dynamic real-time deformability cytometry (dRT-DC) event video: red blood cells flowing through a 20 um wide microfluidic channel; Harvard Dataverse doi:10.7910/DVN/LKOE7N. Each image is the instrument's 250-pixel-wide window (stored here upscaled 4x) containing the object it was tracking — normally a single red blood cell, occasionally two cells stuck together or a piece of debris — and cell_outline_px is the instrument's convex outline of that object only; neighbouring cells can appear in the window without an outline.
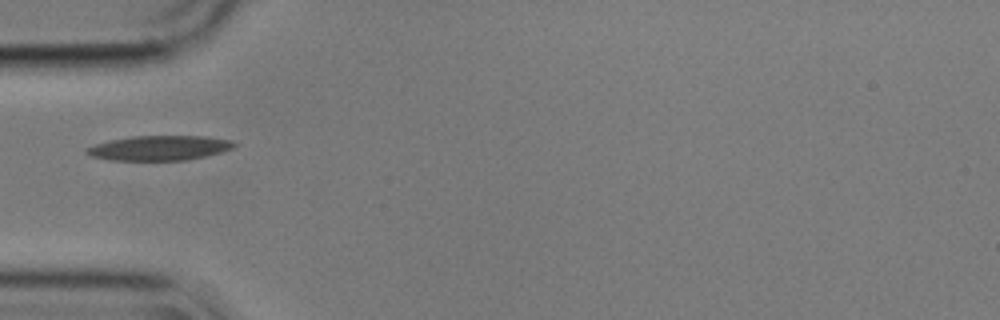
{"species": "common noctule bat (a hibernating species)", "species_latin": "Nyctalus noctula", "temperature_condition": "cold", "stored_images_in_passage": 24, "camera_frame_rate_fps": 3000, "um_per_image_px": 0.085, "animal": {"sex": "male", "body_mass_g": 17.9}, "frame": {"image": 1, "passage_image": 1, "time_ms": 0.0, "image_size_px": [1000, 320], "cell_outline_px": [[236, 144], [232, 148], [220, 152], [188, 160], [108, 160], [92, 156], [84, 152], [84, 148], [96, 144], [112, 140], [132, 136], [204, 136], [232, 140]], "centroid_in_image_um": [13.52, 12.58], "position_along_channel_um": 71.5, "area_um2": 21.15}}
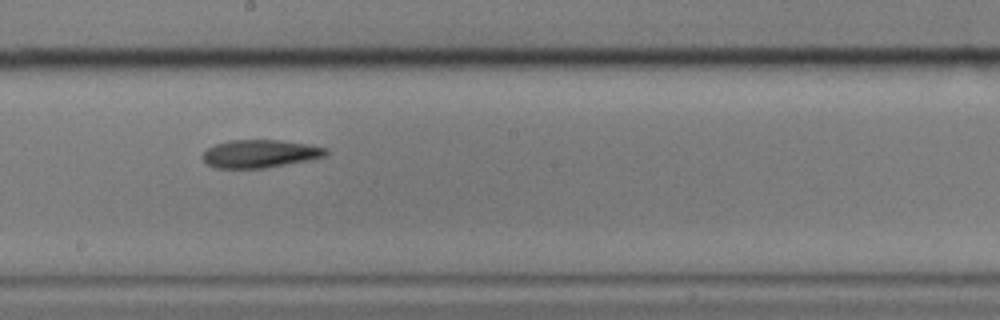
{"frame": {"image": 2, "passage_image": 14, "time_ms": 4.333, "image_size_px": [1000, 320], "cell_outline_px": [[328, 152], [324, 156], [312, 160], [264, 168], [216, 168], [204, 164], [200, 156], [208, 148], [216, 144], [228, 140], [280, 140], [308, 144], [328, 148]], "centroid_in_image_um": [22.08, 13.07], "position_along_channel_um": 226.1, "area_um2": 20.35}}
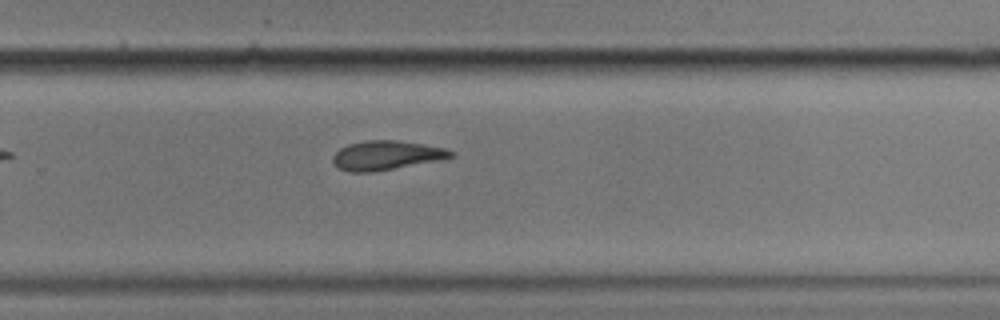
{"frame": {"image": 3, "passage_image": 20, "time_ms": 6.333, "image_size_px": [1000, 320], "cell_outline_px": [[456, 156], [436, 160], [372, 172], [348, 172], [340, 168], [332, 160], [332, 156], [340, 148], [348, 144], [364, 140], [396, 140], [444, 148], [456, 152]], "centroid_in_image_um": [32.81, 13.19], "position_along_channel_um": 297.0, "area_um2": 19.77}}